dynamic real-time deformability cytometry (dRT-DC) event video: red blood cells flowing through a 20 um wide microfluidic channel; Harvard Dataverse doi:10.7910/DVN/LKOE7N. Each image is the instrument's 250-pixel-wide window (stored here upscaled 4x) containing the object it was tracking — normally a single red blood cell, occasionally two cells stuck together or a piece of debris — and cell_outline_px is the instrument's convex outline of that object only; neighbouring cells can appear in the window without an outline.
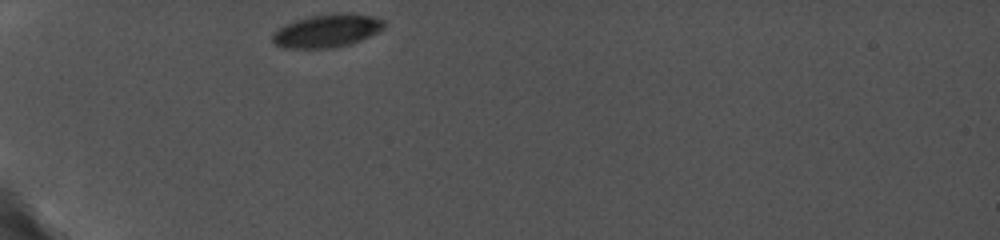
{"species": "common noctule bat (a hibernating species)", "species_latin": "Nyctalus noctula", "temperature_condition": "cold", "stored_images_in_passage": 43, "camera_frame_rate_fps": 5000, "um_per_image_px": 0.085, "animal": {"sex": "female", "body_mass_g": 19.0, "forearm_length_mm": 56.7}, "frame": {"image": 1, "passage_image": 1, "time_ms": 0.0, "image_size_px": [1000, 240], "cell_outline_px": [[384, 28], [360, 40], [348, 44], [332, 48], [280, 48], [272, 40], [272, 36], [280, 28], [296, 20], [312, 16], [344, 12], [348, 12], [372, 16], [384, 20]], "centroid_in_image_um": [27.81, 2.62], "position_along_channel_um": 57.2, "area_um2": 21.15}}
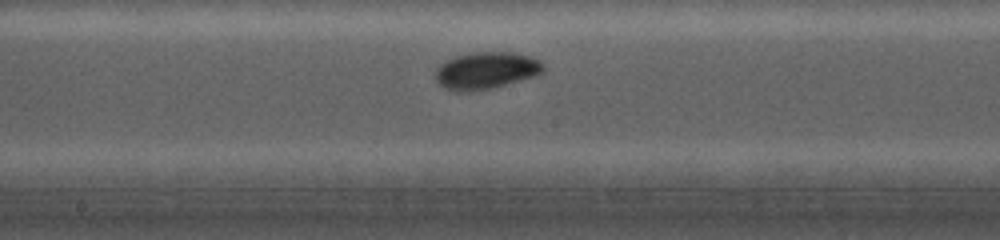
{"frame": {"image": 2, "passage_image": 19, "time_ms": 4.6, "image_size_px": [1000, 240], "cell_outline_px": [[544, 72], [536, 76], [492, 88], [468, 92], [456, 92], [444, 88], [436, 80], [436, 68], [440, 64], [452, 56], [472, 52], [512, 52], [528, 56], [540, 60], [544, 64]], "centroid_in_image_um": [41.31, 5.99], "position_along_channel_um": 206.9, "area_um2": 23.58}}
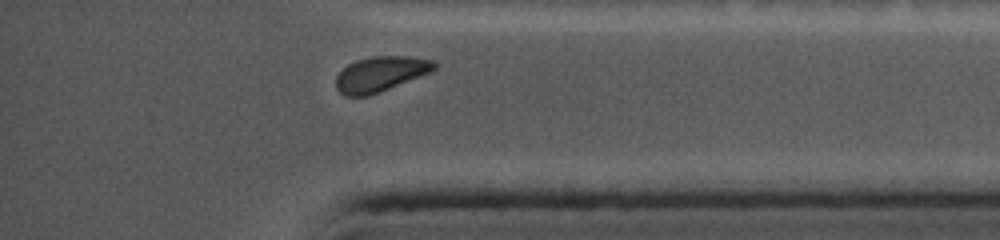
{"frame": {"image": 3, "passage_image": 40, "time_ms": 9.8, "image_size_px": [1000, 240], "cell_outline_px": [[436, 68], [432, 72], [368, 96], [344, 96], [336, 88], [336, 76], [348, 64], [356, 60], [372, 56], [408, 56], [432, 60], [436, 64]], "centroid_in_image_um": [32.34, 6.29], "position_along_channel_um": 402.9, "area_um2": 20.06}}